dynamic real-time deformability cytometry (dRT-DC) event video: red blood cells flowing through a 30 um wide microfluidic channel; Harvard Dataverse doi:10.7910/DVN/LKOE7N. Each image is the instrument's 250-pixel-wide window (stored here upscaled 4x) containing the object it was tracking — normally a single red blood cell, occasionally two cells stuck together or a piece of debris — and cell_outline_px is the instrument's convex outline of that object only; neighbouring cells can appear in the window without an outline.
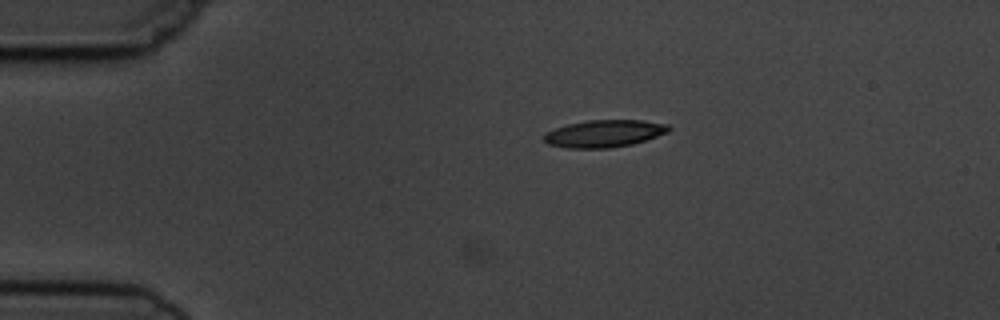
{"species": "common noctule bat (a hibernating species)", "species_latin": "Nyctalus noctula", "temperature_condition": "cold", "stored_images_in_passage": 12, "camera_frame_rate_fps": 3000, "um_per_image_px": 0.085, "animal": {"sex": "male", "body_mass_g": 19.5, "forearm_length_mm": 54.6}, "frame": {"image": 1, "passage_image": 12, "time_ms": 13.667, "image_size_px": [1000, 320], "cell_outline_px": [[672, 128], [668, 132], [632, 144], [608, 148], [568, 148], [548, 144], [544, 140], [544, 132], [568, 124], [588, 120], [644, 120], [668, 124]], "centroid_in_image_um": [51.36, 11.34], "position_along_channel_um": 33.6, "area_um2": 19.77}}